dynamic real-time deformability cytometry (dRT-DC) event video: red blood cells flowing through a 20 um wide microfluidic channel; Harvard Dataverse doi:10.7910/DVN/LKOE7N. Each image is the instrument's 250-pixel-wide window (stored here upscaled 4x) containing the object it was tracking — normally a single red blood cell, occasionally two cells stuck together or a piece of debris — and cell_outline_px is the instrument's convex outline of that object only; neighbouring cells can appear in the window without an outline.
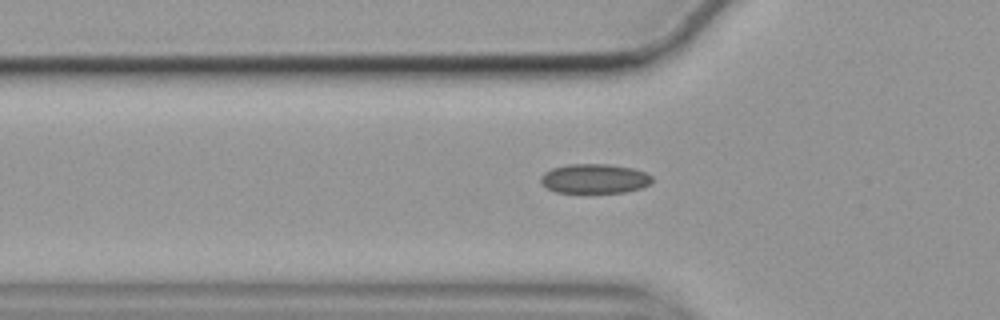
{"species": "common noctule bat (a hibernating species)", "species_latin": "Nyctalus noctula", "temperature_condition": "cold", "stored_images_in_passage": 41, "camera_frame_rate_fps": 3000, "um_per_image_px": 0.085, "animal": {"sex": "female", "body_mass_g": 19.9}, "frame": {"image": 1, "passage_image": 5, "time_ms": 1.333, "image_size_px": [1000, 320], "cell_outline_px": [[652, 180], [648, 184], [640, 188], [624, 192], [556, 192], [540, 184], [540, 176], [544, 172], [552, 168], [568, 164], [608, 164], [632, 168], [644, 172], [652, 176]], "centroid_in_image_um": [50.49, 15.17], "position_along_channel_um": 75.3, "area_um2": 19.02}}
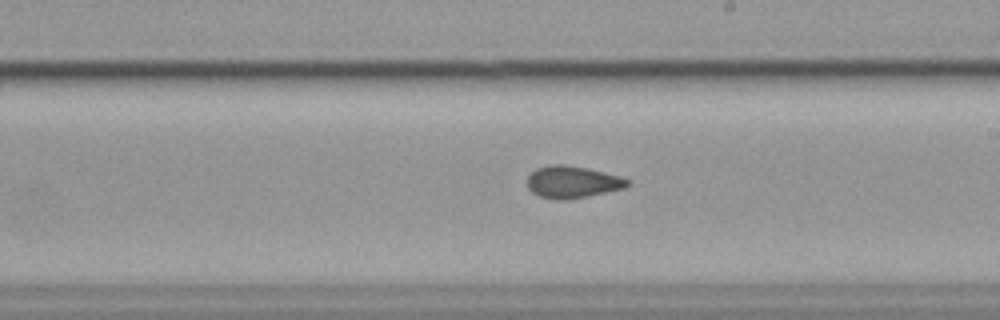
{"frame": {"image": 2, "passage_image": 19, "time_ms": 6.0, "image_size_px": [1000, 320], "cell_outline_px": [[632, 184], [624, 188], [564, 200], [556, 200], [540, 196], [532, 192], [528, 188], [528, 176], [536, 168], [552, 164], [564, 164], [588, 168], [620, 176], [628, 180]], "centroid_in_image_um": [48.64, 15.45], "position_along_channel_um": 240.4, "area_um2": 18.55}}
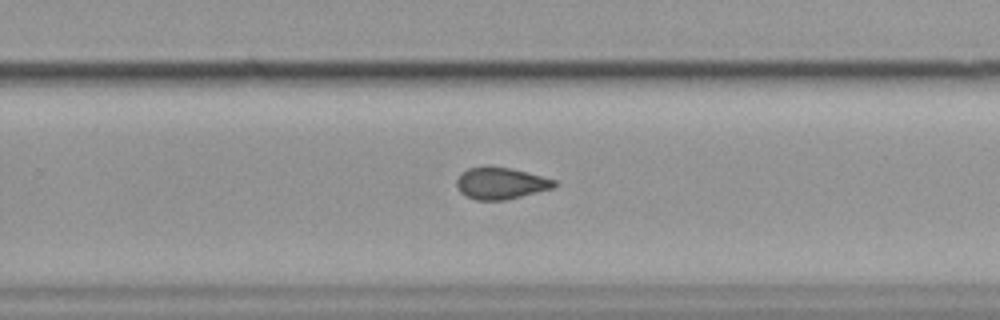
{"frame": {"image": 3, "passage_image": 23, "time_ms": 7.333, "image_size_px": [1000, 320], "cell_outline_px": [[560, 184], [556, 188], [504, 200], [476, 200], [460, 192], [456, 188], [456, 180], [460, 172], [468, 168], [484, 164], [492, 164], [512, 168], [556, 180]], "centroid_in_image_um": [42.56, 15.54], "position_along_channel_um": 287.2, "area_um2": 18.73}}